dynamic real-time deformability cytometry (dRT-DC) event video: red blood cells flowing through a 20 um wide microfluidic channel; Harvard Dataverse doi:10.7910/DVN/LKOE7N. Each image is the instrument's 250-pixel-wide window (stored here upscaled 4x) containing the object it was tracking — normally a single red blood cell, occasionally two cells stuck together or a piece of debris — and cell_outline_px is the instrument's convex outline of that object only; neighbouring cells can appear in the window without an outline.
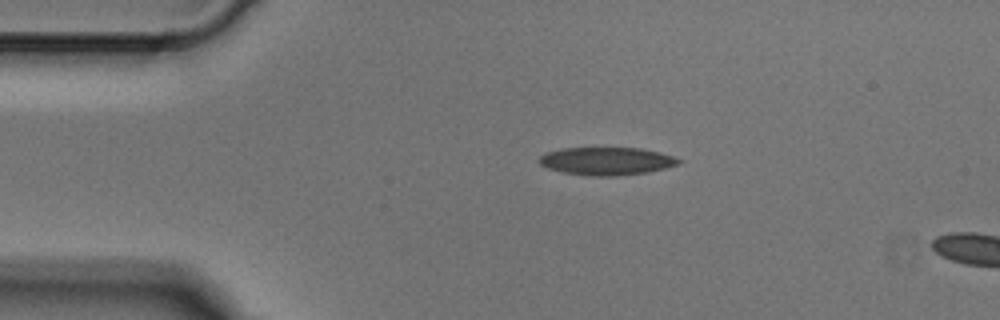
{"species": "Egyptian fruit bat (a non-hibernating species)", "species_latin": "Rousettus aegyptiacus", "temperature_condition": "cold", "stored_images_in_passage": 3, "camera_frame_rate_fps": 3000, "um_per_image_px": 0.085, "animal": {"sex": "male"}, "frame": {"image": 1, "passage_image": 2, "time_ms": 0.333, "image_size_px": [1000, 320], "cell_outline_px": [[684, 160], [680, 164], [648, 172], [612, 176], [588, 176], [564, 172], [548, 168], [540, 164], [536, 160], [544, 152], [560, 148], [640, 148], [660, 152]], "centroid_in_image_um": [51.54, 13.69], "position_along_channel_um": 33.5, "area_um2": 22.77}}